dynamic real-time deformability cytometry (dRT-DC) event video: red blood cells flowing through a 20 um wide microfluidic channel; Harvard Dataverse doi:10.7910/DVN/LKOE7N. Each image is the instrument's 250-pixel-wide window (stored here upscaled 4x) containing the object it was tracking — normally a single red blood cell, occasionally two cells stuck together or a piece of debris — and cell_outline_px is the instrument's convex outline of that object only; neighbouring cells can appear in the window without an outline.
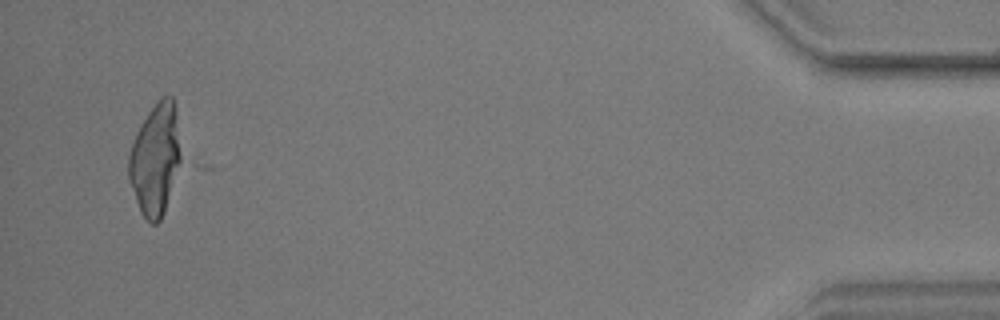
{"species": "common noctule bat (a hibernating species)", "species_latin": "Nyctalus noctula", "temperature_condition": "warm", "stored_images_in_passage": 33, "camera_frame_rate_fps": 3000, "um_per_image_px": 0.085, "animal": {"sex": "male", "body_mass_g": 17.9, "forearm_length_mm": 54.2}, "frame": {"image": 1, "passage_image": 31, "time_ms": 10.0, "image_size_px": [1000, 320], "cell_outline_px": [[180, 160], [164, 212], [160, 220], [156, 224], [152, 224], [140, 212], [128, 180], [128, 156], [136, 132], [140, 124], [148, 112], [160, 96], [172, 96], [176, 112], [180, 156]], "centroid_in_image_um": [13.16, 13.53], "position_along_channel_um": 422.0, "area_um2": 33.47}}